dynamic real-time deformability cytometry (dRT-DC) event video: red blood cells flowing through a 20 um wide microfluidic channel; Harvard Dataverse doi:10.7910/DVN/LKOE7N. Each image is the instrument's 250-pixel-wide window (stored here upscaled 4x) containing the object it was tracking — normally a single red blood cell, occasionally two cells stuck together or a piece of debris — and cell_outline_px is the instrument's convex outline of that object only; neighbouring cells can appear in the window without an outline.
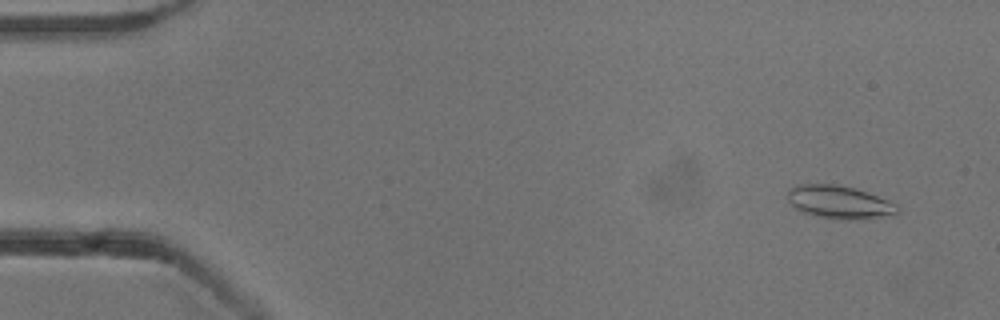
{"species": "common noctule bat (a hibernating species)", "species_latin": "Nyctalus noctula", "temperature_condition": "cold", "stored_images_in_passage": 54, "camera_frame_rate_fps": 3000, "um_per_image_px": 0.085, "animal": {"sex": "male", "body_mass_g": 13.3}, "frame": {"image": 1, "passage_image": 4, "time_ms": 1.0, "image_size_px": [1000, 320], "cell_outline_px": [[900, 212], [864, 220], [836, 220], [816, 216], [792, 208], [788, 200], [788, 188], [800, 184], [836, 184], [852, 188], [888, 200], [896, 204], [900, 208]], "centroid_in_image_um": [71.3, 17.2], "position_along_channel_um": 13.7, "area_um2": 21.27}}
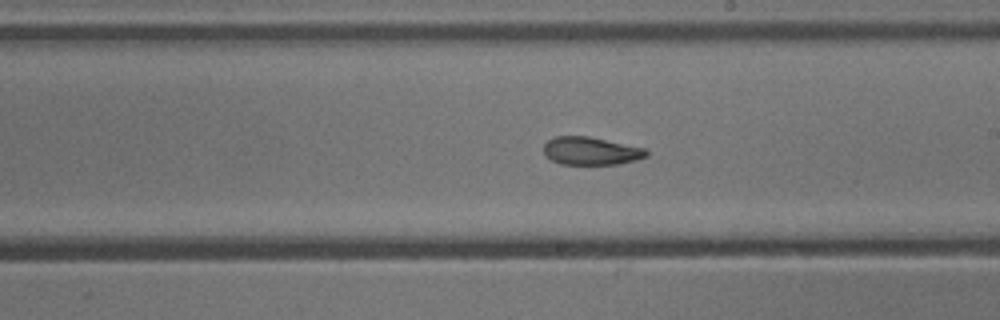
{"frame": {"image": 2, "passage_image": 31, "time_ms": 10.0, "image_size_px": [1000, 320], "cell_outline_px": [[648, 156], [636, 160], [620, 164], [560, 164], [544, 156], [544, 144], [548, 140], [556, 136], [588, 136], [644, 148], [648, 152]], "centroid_in_image_um": [50.21, 12.83], "position_along_channel_um": 238.8, "area_um2": 16.7}}
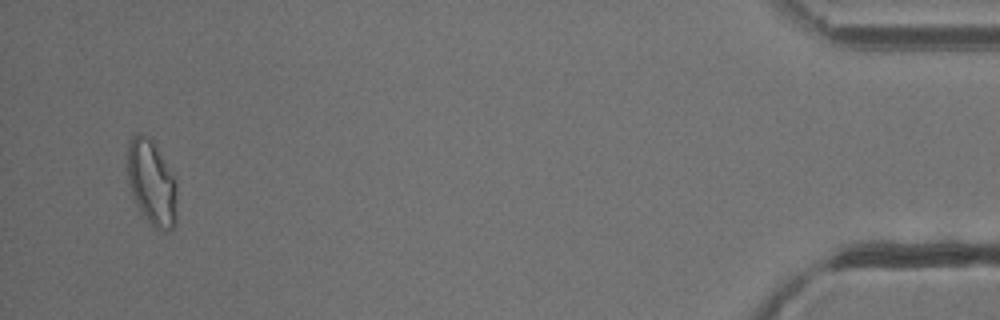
{"frame": {"image": 3, "passage_image": 52, "time_ms": 17.0, "image_size_px": [1000, 320], "cell_outline_px": [[176, 224], [172, 228], [164, 232], [160, 232], [148, 220], [136, 204], [128, 180], [128, 144], [132, 136], [136, 132], [148, 136], [152, 140], [176, 180]], "centroid_in_image_um": [12.91, 15.54], "position_along_channel_um": 422.3, "area_um2": 24.33}, "authors_computed_cell_mechanics": {"area_um2": 18.6694, "velocity_mm_per_s": 3.8178, "shape_relaxation_time_tau1_ms": null, "shape_relaxation_time_tau2_ms": 4.4306, "deformation_change_tau1": null, "deformation_change_tau2": 0.1214}}